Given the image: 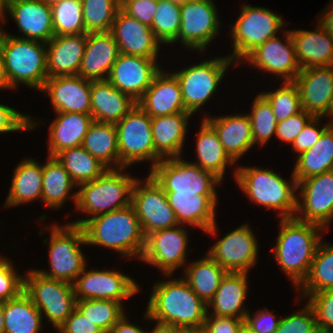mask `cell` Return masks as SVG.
<instances>
[{
  "mask_svg": "<svg viewBox=\"0 0 333 333\" xmlns=\"http://www.w3.org/2000/svg\"><path fill=\"white\" fill-rule=\"evenodd\" d=\"M145 312V319L161 325L180 328L187 333H200L208 313V305L183 279L156 282Z\"/></svg>",
  "mask_w": 333,
  "mask_h": 333,
  "instance_id": "cell-1",
  "label": "cell"
},
{
  "mask_svg": "<svg viewBox=\"0 0 333 333\" xmlns=\"http://www.w3.org/2000/svg\"><path fill=\"white\" fill-rule=\"evenodd\" d=\"M71 223L82 226L88 245L110 248L129 258L143 255L146 236L132 204Z\"/></svg>",
  "mask_w": 333,
  "mask_h": 333,
  "instance_id": "cell-2",
  "label": "cell"
},
{
  "mask_svg": "<svg viewBox=\"0 0 333 333\" xmlns=\"http://www.w3.org/2000/svg\"><path fill=\"white\" fill-rule=\"evenodd\" d=\"M279 222L280 232L272 253L279 268L291 279L295 288H298L310 271L322 237L319 232L325 229L295 217L280 219Z\"/></svg>",
  "mask_w": 333,
  "mask_h": 333,
  "instance_id": "cell-3",
  "label": "cell"
},
{
  "mask_svg": "<svg viewBox=\"0 0 333 333\" xmlns=\"http://www.w3.org/2000/svg\"><path fill=\"white\" fill-rule=\"evenodd\" d=\"M234 178L252 203L267 209L279 210V219L293 218L297 208V182L291 175L290 183L273 170L258 167H238Z\"/></svg>",
  "mask_w": 333,
  "mask_h": 333,
  "instance_id": "cell-4",
  "label": "cell"
},
{
  "mask_svg": "<svg viewBox=\"0 0 333 333\" xmlns=\"http://www.w3.org/2000/svg\"><path fill=\"white\" fill-rule=\"evenodd\" d=\"M0 29L7 80L10 89L18 84L39 90L48 79L46 43L12 36Z\"/></svg>",
  "mask_w": 333,
  "mask_h": 333,
  "instance_id": "cell-5",
  "label": "cell"
},
{
  "mask_svg": "<svg viewBox=\"0 0 333 333\" xmlns=\"http://www.w3.org/2000/svg\"><path fill=\"white\" fill-rule=\"evenodd\" d=\"M123 170L124 167L107 169L96 179L77 186L80 188L71 196L75 209L95 217L130 205L137 178Z\"/></svg>",
  "mask_w": 333,
  "mask_h": 333,
  "instance_id": "cell-6",
  "label": "cell"
},
{
  "mask_svg": "<svg viewBox=\"0 0 333 333\" xmlns=\"http://www.w3.org/2000/svg\"><path fill=\"white\" fill-rule=\"evenodd\" d=\"M49 239V271L35 269L41 275L74 284L86 267L81 246L87 245L82 226L72 223L53 225Z\"/></svg>",
  "mask_w": 333,
  "mask_h": 333,
  "instance_id": "cell-7",
  "label": "cell"
},
{
  "mask_svg": "<svg viewBox=\"0 0 333 333\" xmlns=\"http://www.w3.org/2000/svg\"><path fill=\"white\" fill-rule=\"evenodd\" d=\"M24 275V292L57 329L76 308L74 285L47 278L35 269Z\"/></svg>",
  "mask_w": 333,
  "mask_h": 333,
  "instance_id": "cell-8",
  "label": "cell"
},
{
  "mask_svg": "<svg viewBox=\"0 0 333 333\" xmlns=\"http://www.w3.org/2000/svg\"><path fill=\"white\" fill-rule=\"evenodd\" d=\"M284 25L281 17L267 8L242 4V11L231 26L234 49L229 57L240 63L257 46L276 36Z\"/></svg>",
  "mask_w": 333,
  "mask_h": 333,
  "instance_id": "cell-9",
  "label": "cell"
},
{
  "mask_svg": "<svg viewBox=\"0 0 333 333\" xmlns=\"http://www.w3.org/2000/svg\"><path fill=\"white\" fill-rule=\"evenodd\" d=\"M149 172L164 192L217 194L215 187L223 182L182 156L160 160Z\"/></svg>",
  "mask_w": 333,
  "mask_h": 333,
  "instance_id": "cell-10",
  "label": "cell"
},
{
  "mask_svg": "<svg viewBox=\"0 0 333 333\" xmlns=\"http://www.w3.org/2000/svg\"><path fill=\"white\" fill-rule=\"evenodd\" d=\"M232 62L229 56L215 57L173 72L178 78L187 112L194 115L209 101Z\"/></svg>",
  "mask_w": 333,
  "mask_h": 333,
  "instance_id": "cell-11",
  "label": "cell"
},
{
  "mask_svg": "<svg viewBox=\"0 0 333 333\" xmlns=\"http://www.w3.org/2000/svg\"><path fill=\"white\" fill-rule=\"evenodd\" d=\"M118 134L119 168L141 161L154 167L152 118L136 105L115 124Z\"/></svg>",
  "mask_w": 333,
  "mask_h": 333,
  "instance_id": "cell-12",
  "label": "cell"
},
{
  "mask_svg": "<svg viewBox=\"0 0 333 333\" xmlns=\"http://www.w3.org/2000/svg\"><path fill=\"white\" fill-rule=\"evenodd\" d=\"M131 204L147 236L158 230L179 225L163 188L148 174L144 184L137 179L132 189Z\"/></svg>",
  "mask_w": 333,
  "mask_h": 333,
  "instance_id": "cell-13",
  "label": "cell"
},
{
  "mask_svg": "<svg viewBox=\"0 0 333 333\" xmlns=\"http://www.w3.org/2000/svg\"><path fill=\"white\" fill-rule=\"evenodd\" d=\"M214 0H190L181 6L178 40L201 53L216 37L220 21Z\"/></svg>",
  "mask_w": 333,
  "mask_h": 333,
  "instance_id": "cell-14",
  "label": "cell"
},
{
  "mask_svg": "<svg viewBox=\"0 0 333 333\" xmlns=\"http://www.w3.org/2000/svg\"><path fill=\"white\" fill-rule=\"evenodd\" d=\"M187 234L182 225L148 234L140 260L157 267L161 272L163 271L165 277L172 275L186 263Z\"/></svg>",
  "mask_w": 333,
  "mask_h": 333,
  "instance_id": "cell-15",
  "label": "cell"
},
{
  "mask_svg": "<svg viewBox=\"0 0 333 333\" xmlns=\"http://www.w3.org/2000/svg\"><path fill=\"white\" fill-rule=\"evenodd\" d=\"M297 188L302 202L297 198L294 217L326 229L333 219V170L299 181Z\"/></svg>",
  "mask_w": 333,
  "mask_h": 333,
  "instance_id": "cell-16",
  "label": "cell"
},
{
  "mask_svg": "<svg viewBox=\"0 0 333 333\" xmlns=\"http://www.w3.org/2000/svg\"><path fill=\"white\" fill-rule=\"evenodd\" d=\"M77 300H115L122 302L139 292V285L131 276L115 270H87L74 282Z\"/></svg>",
  "mask_w": 333,
  "mask_h": 333,
  "instance_id": "cell-17",
  "label": "cell"
},
{
  "mask_svg": "<svg viewBox=\"0 0 333 333\" xmlns=\"http://www.w3.org/2000/svg\"><path fill=\"white\" fill-rule=\"evenodd\" d=\"M248 225L243 224L227 233L207 251L227 272L248 273L256 265L259 244Z\"/></svg>",
  "mask_w": 333,
  "mask_h": 333,
  "instance_id": "cell-18",
  "label": "cell"
},
{
  "mask_svg": "<svg viewBox=\"0 0 333 333\" xmlns=\"http://www.w3.org/2000/svg\"><path fill=\"white\" fill-rule=\"evenodd\" d=\"M285 42L278 36L268 39L251 51L243 61L264 72L280 77L283 82H293L301 68L296 60L290 31H283Z\"/></svg>",
  "mask_w": 333,
  "mask_h": 333,
  "instance_id": "cell-19",
  "label": "cell"
},
{
  "mask_svg": "<svg viewBox=\"0 0 333 333\" xmlns=\"http://www.w3.org/2000/svg\"><path fill=\"white\" fill-rule=\"evenodd\" d=\"M7 10V11H6ZM7 14L16 22L20 37L47 43L54 36L51 6L42 0H8L1 7L0 23H4Z\"/></svg>",
  "mask_w": 333,
  "mask_h": 333,
  "instance_id": "cell-20",
  "label": "cell"
},
{
  "mask_svg": "<svg viewBox=\"0 0 333 333\" xmlns=\"http://www.w3.org/2000/svg\"><path fill=\"white\" fill-rule=\"evenodd\" d=\"M156 59L120 53L107 80L137 102L161 70Z\"/></svg>",
  "mask_w": 333,
  "mask_h": 333,
  "instance_id": "cell-21",
  "label": "cell"
},
{
  "mask_svg": "<svg viewBox=\"0 0 333 333\" xmlns=\"http://www.w3.org/2000/svg\"><path fill=\"white\" fill-rule=\"evenodd\" d=\"M91 80L80 75L56 76L45 81L55 112L91 114Z\"/></svg>",
  "mask_w": 333,
  "mask_h": 333,
  "instance_id": "cell-22",
  "label": "cell"
},
{
  "mask_svg": "<svg viewBox=\"0 0 333 333\" xmlns=\"http://www.w3.org/2000/svg\"><path fill=\"white\" fill-rule=\"evenodd\" d=\"M110 32L121 54L157 58L161 42L150 26L129 16L122 9L118 11Z\"/></svg>",
  "mask_w": 333,
  "mask_h": 333,
  "instance_id": "cell-23",
  "label": "cell"
},
{
  "mask_svg": "<svg viewBox=\"0 0 333 333\" xmlns=\"http://www.w3.org/2000/svg\"><path fill=\"white\" fill-rule=\"evenodd\" d=\"M165 193L179 225L188 224L199 227L204 232L215 236L218 229L215 220L217 194Z\"/></svg>",
  "mask_w": 333,
  "mask_h": 333,
  "instance_id": "cell-24",
  "label": "cell"
},
{
  "mask_svg": "<svg viewBox=\"0 0 333 333\" xmlns=\"http://www.w3.org/2000/svg\"><path fill=\"white\" fill-rule=\"evenodd\" d=\"M293 82L302 109L314 117H324L333 96V65L302 69Z\"/></svg>",
  "mask_w": 333,
  "mask_h": 333,
  "instance_id": "cell-25",
  "label": "cell"
},
{
  "mask_svg": "<svg viewBox=\"0 0 333 333\" xmlns=\"http://www.w3.org/2000/svg\"><path fill=\"white\" fill-rule=\"evenodd\" d=\"M161 69L152 84L136 102L151 118L187 112L176 75Z\"/></svg>",
  "mask_w": 333,
  "mask_h": 333,
  "instance_id": "cell-26",
  "label": "cell"
},
{
  "mask_svg": "<svg viewBox=\"0 0 333 333\" xmlns=\"http://www.w3.org/2000/svg\"><path fill=\"white\" fill-rule=\"evenodd\" d=\"M119 54L111 32L87 33L79 75L91 81L107 80Z\"/></svg>",
  "mask_w": 333,
  "mask_h": 333,
  "instance_id": "cell-27",
  "label": "cell"
},
{
  "mask_svg": "<svg viewBox=\"0 0 333 333\" xmlns=\"http://www.w3.org/2000/svg\"><path fill=\"white\" fill-rule=\"evenodd\" d=\"M191 116L189 112H180L152 118L154 166L160 160L183 155L188 119Z\"/></svg>",
  "mask_w": 333,
  "mask_h": 333,
  "instance_id": "cell-28",
  "label": "cell"
},
{
  "mask_svg": "<svg viewBox=\"0 0 333 333\" xmlns=\"http://www.w3.org/2000/svg\"><path fill=\"white\" fill-rule=\"evenodd\" d=\"M87 33L54 36L46 43L48 78L79 75Z\"/></svg>",
  "mask_w": 333,
  "mask_h": 333,
  "instance_id": "cell-29",
  "label": "cell"
},
{
  "mask_svg": "<svg viewBox=\"0 0 333 333\" xmlns=\"http://www.w3.org/2000/svg\"><path fill=\"white\" fill-rule=\"evenodd\" d=\"M317 23L313 31L290 30L301 70L333 65V36Z\"/></svg>",
  "mask_w": 333,
  "mask_h": 333,
  "instance_id": "cell-30",
  "label": "cell"
},
{
  "mask_svg": "<svg viewBox=\"0 0 333 333\" xmlns=\"http://www.w3.org/2000/svg\"><path fill=\"white\" fill-rule=\"evenodd\" d=\"M204 119L215 129L225 152L234 162L254 146L248 113L218 117L205 115Z\"/></svg>",
  "mask_w": 333,
  "mask_h": 333,
  "instance_id": "cell-31",
  "label": "cell"
},
{
  "mask_svg": "<svg viewBox=\"0 0 333 333\" xmlns=\"http://www.w3.org/2000/svg\"><path fill=\"white\" fill-rule=\"evenodd\" d=\"M137 103L127 94L115 88L108 80L91 83V116L94 121L116 124Z\"/></svg>",
  "mask_w": 333,
  "mask_h": 333,
  "instance_id": "cell-32",
  "label": "cell"
},
{
  "mask_svg": "<svg viewBox=\"0 0 333 333\" xmlns=\"http://www.w3.org/2000/svg\"><path fill=\"white\" fill-rule=\"evenodd\" d=\"M248 274L245 272H227L208 304L209 315L234 317L245 320L249 312L244 306L248 291Z\"/></svg>",
  "mask_w": 333,
  "mask_h": 333,
  "instance_id": "cell-33",
  "label": "cell"
},
{
  "mask_svg": "<svg viewBox=\"0 0 333 333\" xmlns=\"http://www.w3.org/2000/svg\"><path fill=\"white\" fill-rule=\"evenodd\" d=\"M56 119L49 128L48 156L82 146L84 137L94 119L91 114L56 112Z\"/></svg>",
  "mask_w": 333,
  "mask_h": 333,
  "instance_id": "cell-34",
  "label": "cell"
},
{
  "mask_svg": "<svg viewBox=\"0 0 333 333\" xmlns=\"http://www.w3.org/2000/svg\"><path fill=\"white\" fill-rule=\"evenodd\" d=\"M43 164L24 159L14 170L4 207H14L42 198Z\"/></svg>",
  "mask_w": 333,
  "mask_h": 333,
  "instance_id": "cell-35",
  "label": "cell"
},
{
  "mask_svg": "<svg viewBox=\"0 0 333 333\" xmlns=\"http://www.w3.org/2000/svg\"><path fill=\"white\" fill-rule=\"evenodd\" d=\"M333 170V125H329L319 140L309 149L300 153L293 168L298 183L311 176Z\"/></svg>",
  "mask_w": 333,
  "mask_h": 333,
  "instance_id": "cell-36",
  "label": "cell"
},
{
  "mask_svg": "<svg viewBox=\"0 0 333 333\" xmlns=\"http://www.w3.org/2000/svg\"><path fill=\"white\" fill-rule=\"evenodd\" d=\"M196 141L198 163L194 164L222 181L227 165L231 166L235 162L225 152L217 132L205 119L202 120Z\"/></svg>",
  "mask_w": 333,
  "mask_h": 333,
  "instance_id": "cell-37",
  "label": "cell"
},
{
  "mask_svg": "<svg viewBox=\"0 0 333 333\" xmlns=\"http://www.w3.org/2000/svg\"><path fill=\"white\" fill-rule=\"evenodd\" d=\"M3 314L4 333H39L44 324L41 312L24 291L3 302Z\"/></svg>",
  "mask_w": 333,
  "mask_h": 333,
  "instance_id": "cell-38",
  "label": "cell"
},
{
  "mask_svg": "<svg viewBox=\"0 0 333 333\" xmlns=\"http://www.w3.org/2000/svg\"><path fill=\"white\" fill-rule=\"evenodd\" d=\"M82 147L108 169L119 168L118 134L115 124L93 121Z\"/></svg>",
  "mask_w": 333,
  "mask_h": 333,
  "instance_id": "cell-39",
  "label": "cell"
},
{
  "mask_svg": "<svg viewBox=\"0 0 333 333\" xmlns=\"http://www.w3.org/2000/svg\"><path fill=\"white\" fill-rule=\"evenodd\" d=\"M184 272L183 279L189 284L192 291L207 305L214 298L222 278L227 273L207 253L203 258L187 266Z\"/></svg>",
  "mask_w": 333,
  "mask_h": 333,
  "instance_id": "cell-40",
  "label": "cell"
},
{
  "mask_svg": "<svg viewBox=\"0 0 333 333\" xmlns=\"http://www.w3.org/2000/svg\"><path fill=\"white\" fill-rule=\"evenodd\" d=\"M75 186L65 168L54 157L48 156L42 176L41 200L45 205L55 210L62 207Z\"/></svg>",
  "mask_w": 333,
  "mask_h": 333,
  "instance_id": "cell-41",
  "label": "cell"
},
{
  "mask_svg": "<svg viewBox=\"0 0 333 333\" xmlns=\"http://www.w3.org/2000/svg\"><path fill=\"white\" fill-rule=\"evenodd\" d=\"M79 186L101 176L108 168L82 146L69 148L54 157Z\"/></svg>",
  "mask_w": 333,
  "mask_h": 333,
  "instance_id": "cell-42",
  "label": "cell"
},
{
  "mask_svg": "<svg viewBox=\"0 0 333 333\" xmlns=\"http://www.w3.org/2000/svg\"><path fill=\"white\" fill-rule=\"evenodd\" d=\"M329 289H333V245L323 243L321 240L315 251L308 276L299 286V292L302 294V299L312 293Z\"/></svg>",
  "mask_w": 333,
  "mask_h": 333,
  "instance_id": "cell-43",
  "label": "cell"
},
{
  "mask_svg": "<svg viewBox=\"0 0 333 333\" xmlns=\"http://www.w3.org/2000/svg\"><path fill=\"white\" fill-rule=\"evenodd\" d=\"M85 33L110 32L118 11L119 0H81Z\"/></svg>",
  "mask_w": 333,
  "mask_h": 333,
  "instance_id": "cell-44",
  "label": "cell"
},
{
  "mask_svg": "<svg viewBox=\"0 0 333 333\" xmlns=\"http://www.w3.org/2000/svg\"><path fill=\"white\" fill-rule=\"evenodd\" d=\"M124 305L115 300H77L76 308L84 317L98 325L104 333H109L112 326L125 314Z\"/></svg>",
  "mask_w": 333,
  "mask_h": 333,
  "instance_id": "cell-45",
  "label": "cell"
},
{
  "mask_svg": "<svg viewBox=\"0 0 333 333\" xmlns=\"http://www.w3.org/2000/svg\"><path fill=\"white\" fill-rule=\"evenodd\" d=\"M51 12L55 36L85 33L81 0H61Z\"/></svg>",
  "mask_w": 333,
  "mask_h": 333,
  "instance_id": "cell-46",
  "label": "cell"
},
{
  "mask_svg": "<svg viewBox=\"0 0 333 333\" xmlns=\"http://www.w3.org/2000/svg\"><path fill=\"white\" fill-rule=\"evenodd\" d=\"M180 24L181 6L169 0H159L150 28L161 44L168 45L178 41Z\"/></svg>",
  "mask_w": 333,
  "mask_h": 333,
  "instance_id": "cell-47",
  "label": "cell"
},
{
  "mask_svg": "<svg viewBox=\"0 0 333 333\" xmlns=\"http://www.w3.org/2000/svg\"><path fill=\"white\" fill-rule=\"evenodd\" d=\"M251 121L253 144H266L275 135L277 120L269 102L259 93L248 114Z\"/></svg>",
  "mask_w": 333,
  "mask_h": 333,
  "instance_id": "cell-48",
  "label": "cell"
},
{
  "mask_svg": "<svg viewBox=\"0 0 333 333\" xmlns=\"http://www.w3.org/2000/svg\"><path fill=\"white\" fill-rule=\"evenodd\" d=\"M275 91L260 93L271 105L277 122L301 112L302 102L294 82H283Z\"/></svg>",
  "mask_w": 333,
  "mask_h": 333,
  "instance_id": "cell-49",
  "label": "cell"
},
{
  "mask_svg": "<svg viewBox=\"0 0 333 333\" xmlns=\"http://www.w3.org/2000/svg\"><path fill=\"white\" fill-rule=\"evenodd\" d=\"M307 298L320 333H333V289L312 293Z\"/></svg>",
  "mask_w": 333,
  "mask_h": 333,
  "instance_id": "cell-50",
  "label": "cell"
},
{
  "mask_svg": "<svg viewBox=\"0 0 333 333\" xmlns=\"http://www.w3.org/2000/svg\"><path fill=\"white\" fill-rule=\"evenodd\" d=\"M306 303L301 311L281 318L275 333H320L314 310Z\"/></svg>",
  "mask_w": 333,
  "mask_h": 333,
  "instance_id": "cell-51",
  "label": "cell"
},
{
  "mask_svg": "<svg viewBox=\"0 0 333 333\" xmlns=\"http://www.w3.org/2000/svg\"><path fill=\"white\" fill-rule=\"evenodd\" d=\"M12 261L0 258V301L17 297L24 290V276L19 275Z\"/></svg>",
  "mask_w": 333,
  "mask_h": 333,
  "instance_id": "cell-52",
  "label": "cell"
},
{
  "mask_svg": "<svg viewBox=\"0 0 333 333\" xmlns=\"http://www.w3.org/2000/svg\"><path fill=\"white\" fill-rule=\"evenodd\" d=\"M27 114L0 103V133L31 131L38 124Z\"/></svg>",
  "mask_w": 333,
  "mask_h": 333,
  "instance_id": "cell-53",
  "label": "cell"
},
{
  "mask_svg": "<svg viewBox=\"0 0 333 333\" xmlns=\"http://www.w3.org/2000/svg\"><path fill=\"white\" fill-rule=\"evenodd\" d=\"M313 117L312 114L302 110L286 120L278 122L275 137L277 136L281 141H285L292 145L293 141Z\"/></svg>",
  "mask_w": 333,
  "mask_h": 333,
  "instance_id": "cell-54",
  "label": "cell"
},
{
  "mask_svg": "<svg viewBox=\"0 0 333 333\" xmlns=\"http://www.w3.org/2000/svg\"><path fill=\"white\" fill-rule=\"evenodd\" d=\"M271 311L259 310L252 315L248 312L244 320V329L248 333H275L280 320Z\"/></svg>",
  "mask_w": 333,
  "mask_h": 333,
  "instance_id": "cell-55",
  "label": "cell"
},
{
  "mask_svg": "<svg viewBox=\"0 0 333 333\" xmlns=\"http://www.w3.org/2000/svg\"><path fill=\"white\" fill-rule=\"evenodd\" d=\"M159 0H125L121 9L141 23L151 26Z\"/></svg>",
  "mask_w": 333,
  "mask_h": 333,
  "instance_id": "cell-56",
  "label": "cell"
},
{
  "mask_svg": "<svg viewBox=\"0 0 333 333\" xmlns=\"http://www.w3.org/2000/svg\"><path fill=\"white\" fill-rule=\"evenodd\" d=\"M322 117H313L301 133L292 143V149L298 155L306 150H309L320 138L323 131L329 126L327 123L322 128H319Z\"/></svg>",
  "mask_w": 333,
  "mask_h": 333,
  "instance_id": "cell-57",
  "label": "cell"
},
{
  "mask_svg": "<svg viewBox=\"0 0 333 333\" xmlns=\"http://www.w3.org/2000/svg\"><path fill=\"white\" fill-rule=\"evenodd\" d=\"M244 330L243 319L219 317L207 313L204 327L200 333H242Z\"/></svg>",
  "mask_w": 333,
  "mask_h": 333,
  "instance_id": "cell-58",
  "label": "cell"
},
{
  "mask_svg": "<svg viewBox=\"0 0 333 333\" xmlns=\"http://www.w3.org/2000/svg\"><path fill=\"white\" fill-rule=\"evenodd\" d=\"M57 330L60 333H104L98 325L84 317L77 308L73 310Z\"/></svg>",
  "mask_w": 333,
  "mask_h": 333,
  "instance_id": "cell-59",
  "label": "cell"
},
{
  "mask_svg": "<svg viewBox=\"0 0 333 333\" xmlns=\"http://www.w3.org/2000/svg\"><path fill=\"white\" fill-rule=\"evenodd\" d=\"M109 333H148L147 331L128 321L124 314L113 326Z\"/></svg>",
  "mask_w": 333,
  "mask_h": 333,
  "instance_id": "cell-60",
  "label": "cell"
},
{
  "mask_svg": "<svg viewBox=\"0 0 333 333\" xmlns=\"http://www.w3.org/2000/svg\"><path fill=\"white\" fill-rule=\"evenodd\" d=\"M324 10L325 12H321L322 14L318 22L333 36V2H330V7H326Z\"/></svg>",
  "mask_w": 333,
  "mask_h": 333,
  "instance_id": "cell-61",
  "label": "cell"
},
{
  "mask_svg": "<svg viewBox=\"0 0 333 333\" xmlns=\"http://www.w3.org/2000/svg\"><path fill=\"white\" fill-rule=\"evenodd\" d=\"M0 89H10L7 80L4 56L1 48H0Z\"/></svg>",
  "mask_w": 333,
  "mask_h": 333,
  "instance_id": "cell-62",
  "label": "cell"
},
{
  "mask_svg": "<svg viewBox=\"0 0 333 333\" xmlns=\"http://www.w3.org/2000/svg\"><path fill=\"white\" fill-rule=\"evenodd\" d=\"M151 333H187L184 330L170 325H161L156 323Z\"/></svg>",
  "mask_w": 333,
  "mask_h": 333,
  "instance_id": "cell-63",
  "label": "cell"
},
{
  "mask_svg": "<svg viewBox=\"0 0 333 333\" xmlns=\"http://www.w3.org/2000/svg\"><path fill=\"white\" fill-rule=\"evenodd\" d=\"M327 117H329L330 119L332 118L331 121L328 122L329 125H333V96L330 100L329 106H328V110L325 114Z\"/></svg>",
  "mask_w": 333,
  "mask_h": 333,
  "instance_id": "cell-64",
  "label": "cell"
},
{
  "mask_svg": "<svg viewBox=\"0 0 333 333\" xmlns=\"http://www.w3.org/2000/svg\"><path fill=\"white\" fill-rule=\"evenodd\" d=\"M4 314H3V302L0 301V333H4Z\"/></svg>",
  "mask_w": 333,
  "mask_h": 333,
  "instance_id": "cell-65",
  "label": "cell"
},
{
  "mask_svg": "<svg viewBox=\"0 0 333 333\" xmlns=\"http://www.w3.org/2000/svg\"><path fill=\"white\" fill-rule=\"evenodd\" d=\"M169 1H171L172 3H174L176 5L182 6L190 0H169Z\"/></svg>",
  "mask_w": 333,
  "mask_h": 333,
  "instance_id": "cell-66",
  "label": "cell"
},
{
  "mask_svg": "<svg viewBox=\"0 0 333 333\" xmlns=\"http://www.w3.org/2000/svg\"><path fill=\"white\" fill-rule=\"evenodd\" d=\"M42 1H44L46 4L52 6V5L58 3L61 0H42Z\"/></svg>",
  "mask_w": 333,
  "mask_h": 333,
  "instance_id": "cell-67",
  "label": "cell"
},
{
  "mask_svg": "<svg viewBox=\"0 0 333 333\" xmlns=\"http://www.w3.org/2000/svg\"><path fill=\"white\" fill-rule=\"evenodd\" d=\"M8 0H0V8L7 2Z\"/></svg>",
  "mask_w": 333,
  "mask_h": 333,
  "instance_id": "cell-68",
  "label": "cell"
},
{
  "mask_svg": "<svg viewBox=\"0 0 333 333\" xmlns=\"http://www.w3.org/2000/svg\"><path fill=\"white\" fill-rule=\"evenodd\" d=\"M125 0H119L120 4H122Z\"/></svg>",
  "mask_w": 333,
  "mask_h": 333,
  "instance_id": "cell-69",
  "label": "cell"
}]
</instances>
